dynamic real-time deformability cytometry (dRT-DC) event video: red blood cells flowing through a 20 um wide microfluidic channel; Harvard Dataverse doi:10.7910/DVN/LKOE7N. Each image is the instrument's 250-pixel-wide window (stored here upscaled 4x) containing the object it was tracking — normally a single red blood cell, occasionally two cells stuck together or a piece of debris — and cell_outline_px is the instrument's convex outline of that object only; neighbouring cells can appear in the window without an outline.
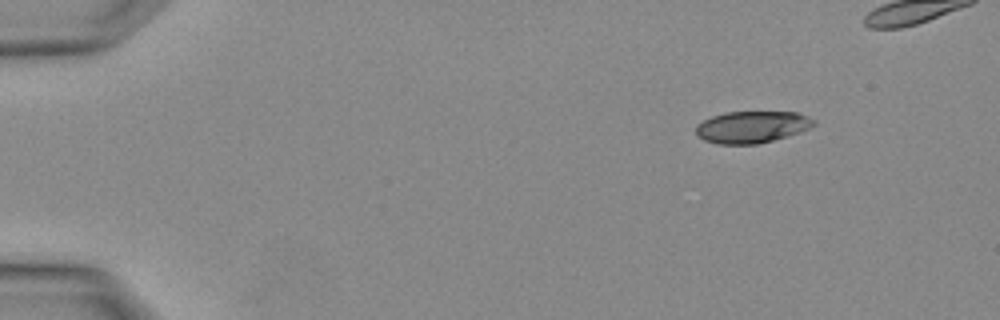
{"species": "Egyptian fruit bat (a non-hibernating species)", "species_latin": "Rousettus aegyptiacus", "temperature_condition": "warm", "stored_images_in_passage": 4, "camera_frame_rate_fps": 3000, "um_per_image_px": 0.085, "animal": {"sex": "female"}, "frame": {"image": 1, "passage_image": 1, "time_ms": 0.0, "image_size_px": [1000, 320], "cell_outline_px": [[816, 124], [800, 132], [772, 140], [756, 144], [716, 144], [704, 140], [696, 132], [696, 124], [712, 116], [724, 112], [796, 112], [808, 116], [816, 120]], "centroid_in_image_um": [63.91, 10.79], "position_along_channel_um": 21.1, "area_um2": 21.79}}
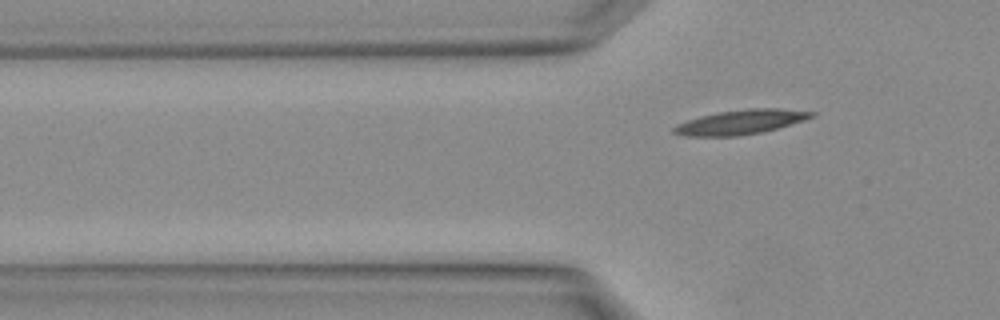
{"frame": {"image": 2, "passage_image": 4, "time_ms": 1.0, "image_size_px": [1000, 320], "cell_outline_px": [[816, 116], [804, 120], [776, 128], [760, 132], [736, 136], [684, 136], [672, 132], [672, 128], [676, 124], [700, 116], [720, 112], [748, 108], [780, 108], [816, 112]], "centroid_in_image_um": [62.95, 10.37], "position_along_channel_um": 62.8, "area_um2": 19.54}}